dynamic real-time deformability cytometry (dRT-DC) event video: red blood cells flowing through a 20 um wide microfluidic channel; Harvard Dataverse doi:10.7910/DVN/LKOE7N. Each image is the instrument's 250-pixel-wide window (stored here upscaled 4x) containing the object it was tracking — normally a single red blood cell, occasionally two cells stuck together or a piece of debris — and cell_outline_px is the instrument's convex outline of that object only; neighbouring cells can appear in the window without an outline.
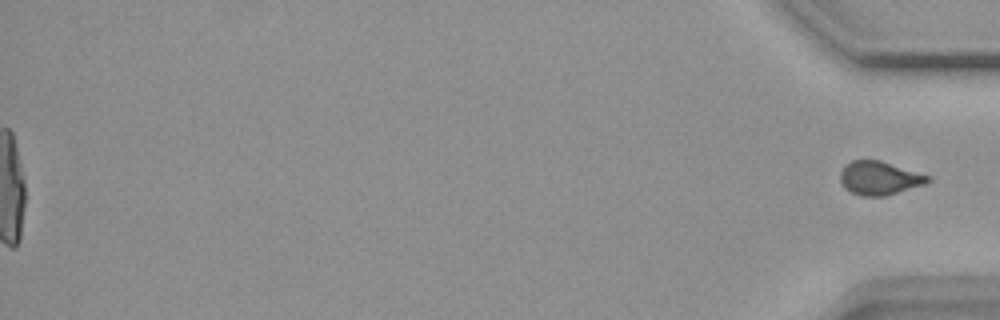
{"species": "common noctule bat (a hibernating species)", "species_latin": "Nyctalus noctula", "temperature_condition": "warm", "stored_images_in_passage": 56, "segment_of_instrument_passage": [2, 2], "camera_frame_rate_fps": 3000, "um_per_image_px": 0.085, "animal": {"sex": "female", "body_mass_g": 18.4}, "frame": {"image": 1, "passage_image": 56, "time_ms": 18.333, "image_size_px": [1000, 320], "cell_outline_px": [[932, 180], [924, 184], [888, 196], [860, 196], [844, 188], [840, 180], [840, 172], [844, 164], [852, 160], [880, 160], [932, 176]], "centroid_in_image_um": [74.75, 15.14], "position_along_channel_um": 360.4, "area_um2": 17.4}}